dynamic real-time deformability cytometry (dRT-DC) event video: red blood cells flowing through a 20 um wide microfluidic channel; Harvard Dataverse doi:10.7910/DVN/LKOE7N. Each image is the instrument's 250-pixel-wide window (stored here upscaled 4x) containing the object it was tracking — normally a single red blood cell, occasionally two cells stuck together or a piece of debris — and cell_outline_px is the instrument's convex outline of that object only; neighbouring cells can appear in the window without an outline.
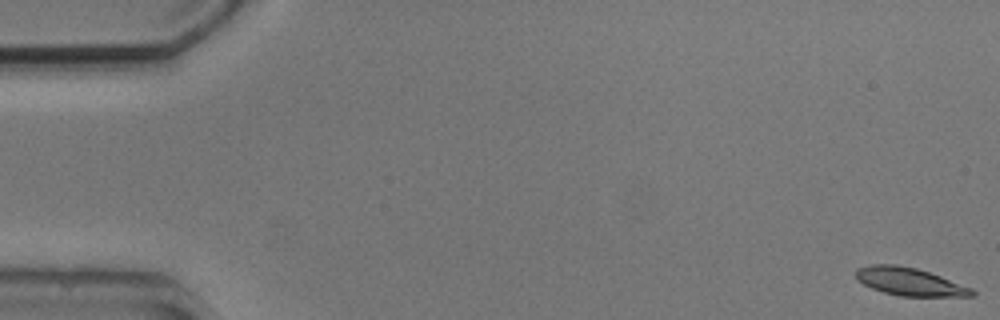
{"species": "common noctule bat (a hibernating species)", "species_latin": "Nyctalus noctula", "temperature_condition": "cold", "stored_images_in_passage": 5, "camera_frame_rate_fps": 3000, "um_per_image_px": 0.085, "animal": {"sex": "male", "body_mass_g": 20.5, "forearm_length_mm": 52.5}, "frame": {"image": 1, "passage_image": 1, "time_ms": 0.0, "image_size_px": [1000, 320], "cell_outline_px": [[976, 296], [900, 296], [884, 292], [872, 288], [856, 280], [856, 268], [872, 264], [896, 264], [916, 268], [940, 276], [972, 288], [976, 292]], "centroid_in_image_um": [77.3, 23.94], "position_along_channel_um": 7.7, "area_um2": 18.79}}
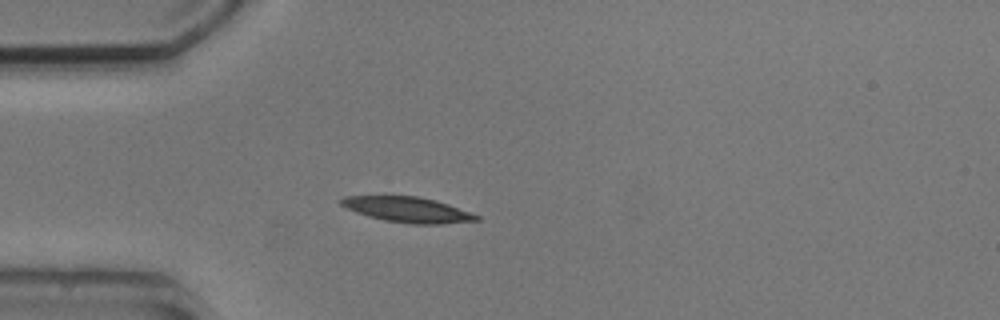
{"frame": {"image": 2, "passage_image": 4, "time_ms": 4.667, "image_size_px": [1000, 320], "cell_outline_px": [[480, 220], [440, 224], [412, 224], [384, 220], [368, 216], [356, 212], [340, 204], [336, 200], [344, 196], [416, 196], [436, 200], [448, 204], [480, 216]], "centroid_in_image_um": [34.62, 17.81], "position_along_channel_um": 50.4, "area_um2": 19.94}}